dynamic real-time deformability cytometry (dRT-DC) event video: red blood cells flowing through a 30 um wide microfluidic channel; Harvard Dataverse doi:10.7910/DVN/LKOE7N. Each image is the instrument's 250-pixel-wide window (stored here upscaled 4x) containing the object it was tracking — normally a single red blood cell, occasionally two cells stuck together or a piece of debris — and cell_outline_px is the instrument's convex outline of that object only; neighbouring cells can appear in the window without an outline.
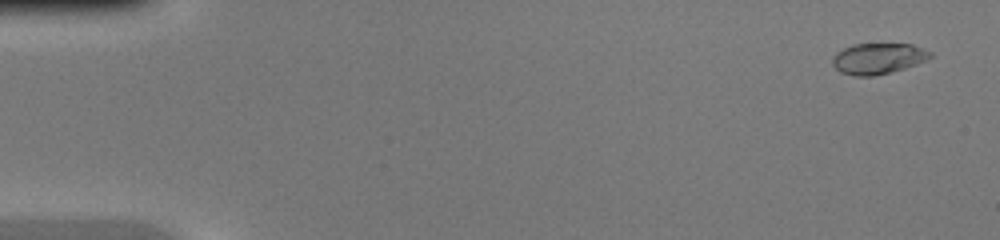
{"species": "common noctule bat (a hibernating species)", "species_latin": "Nyctalus noctula", "temperature_condition": "warm", "stored_images_in_passage": 46, "camera_frame_rate_fps": 3000, "um_per_image_px": 0.085, "animal": {"sex": "female", "body_mass_g": 20.0, "forearm_length_mm": 54.0}, "frame": {"image": 1, "passage_image": 2, "time_ms": 0.333, "image_size_px": [1000, 240], "cell_outline_px": [[932, 56], [916, 64], [904, 68], [872, 76], [852, 76], [840, 72], [832, 64], [832, 56], [836, 52], [852, 44], [912, 44], [924, 48], [932, 52]], "centroid_in_image_um": [74.6, 4.97], "position_along_channel_um": 10.4, "area_um2": 17.57}}
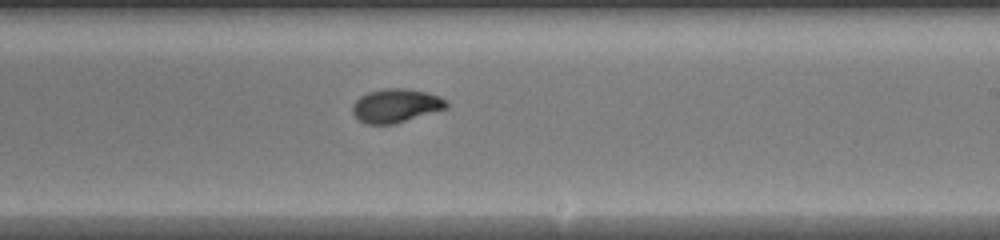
{"frame": {"image": 2, "passage_image": 28, "time_ms": 9.0, "image_size_px": [1000, 240], "cell_outline_px": [[448, 108], [392, 124], [364, 124], [352, 112], [352, 104], [360, 96], [368, 92], [384, 88], [404, 88], [424, 92], [440, 96], [448, 100]], "centroid_in_image_um": [33.65, 8.97], "position_along_channel_um": 255.4, "area_um2": 18.38}}
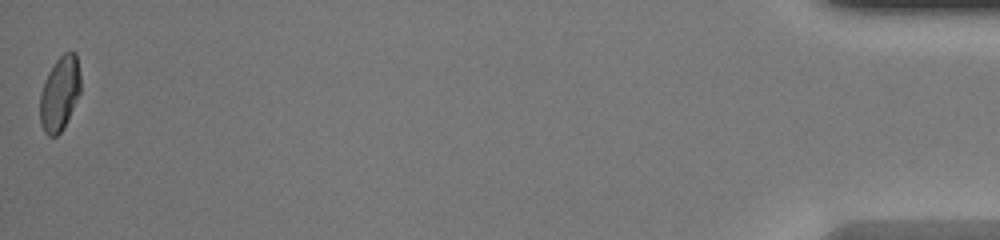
{"frame": {"image": 3, "passage_image": 46, "time_ms": 15.0, "image_size_px": [1000, 240], "cell_outline_px": [[80, 92], [60, 132], [56, 136], [48, 136], [44, 132], [40, 124], [40, 92], [44, 80], [48, 72], [56, 60], [64, 52], [76, 52], [80, 72]], "centroid_in_image_um": [5.05, 7.91], "position_along_channel_um": 430.1, "area_um2": 17.46}}